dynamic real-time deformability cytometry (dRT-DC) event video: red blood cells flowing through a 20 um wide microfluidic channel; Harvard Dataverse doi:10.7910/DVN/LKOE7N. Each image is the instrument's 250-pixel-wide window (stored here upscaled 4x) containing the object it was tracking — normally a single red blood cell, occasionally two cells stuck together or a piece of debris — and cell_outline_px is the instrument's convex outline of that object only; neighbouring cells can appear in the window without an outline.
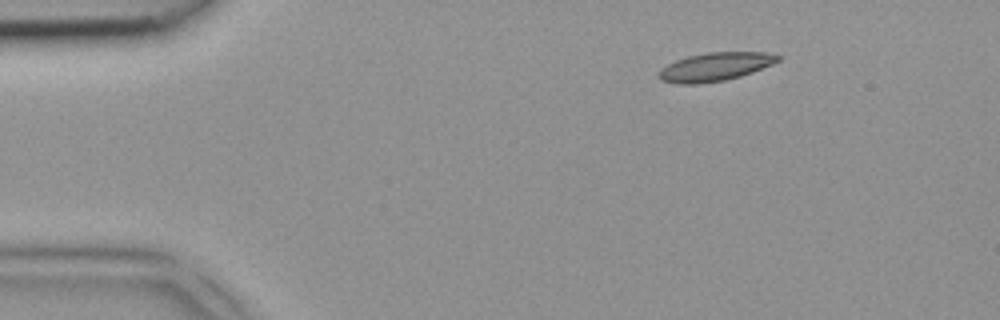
{"species": "common noctule bat (a hibernating species)", "species_latin": "Nyctalus noctula", "temperature_condition": "room temperature", "stored_images_in_passage": 3, "camera_frame_rate_fps": 3000, "um_per_image_px": 0.085, "animal": {"sex": "female", "body_mass_g": 18.4}, "frame": {"image": 1, "passage_image": 1, "time_ms": 0.0, "image_size_px": [1000, 320], "cell_outline_px": [[780, 60], [772, 64], [752, 72], [740, 76], [724, 80], [700, 84], [676, 84], [660, 80], [656, 76], [656, 72], [660, 68], [676, 60], [688, 56], [708, 52], [764, 52], [780, 56]], "centroid_in_image_um": [60.71, 5.69], "position_along_channel_um": 24.3, "area_um2": 19.83}}
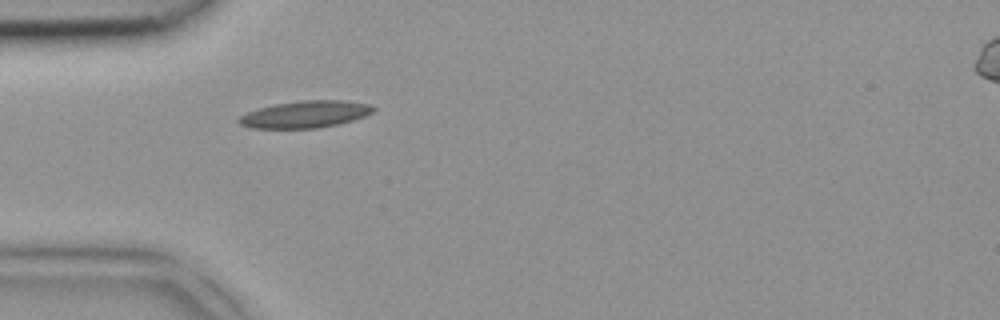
{"frame": {"image": 2, "passage_image": 3, "time_ms": 0.667, "image_size_px": [1000, 320], "cell_outline_px": [[376, 108], [372, 112], [364, 116], [352, 120], [336, 124], [316, 128], [252, 128], [240, 124], [236, 120], [240, 116], [248, 112], [260, 108], [276, 104], [300, 100], [344, 100], [368, 104]], "centroid_in_image_um": [25.94, 9.71], "position_along_channel_um": 59.1, "area_um2": 20.87}}